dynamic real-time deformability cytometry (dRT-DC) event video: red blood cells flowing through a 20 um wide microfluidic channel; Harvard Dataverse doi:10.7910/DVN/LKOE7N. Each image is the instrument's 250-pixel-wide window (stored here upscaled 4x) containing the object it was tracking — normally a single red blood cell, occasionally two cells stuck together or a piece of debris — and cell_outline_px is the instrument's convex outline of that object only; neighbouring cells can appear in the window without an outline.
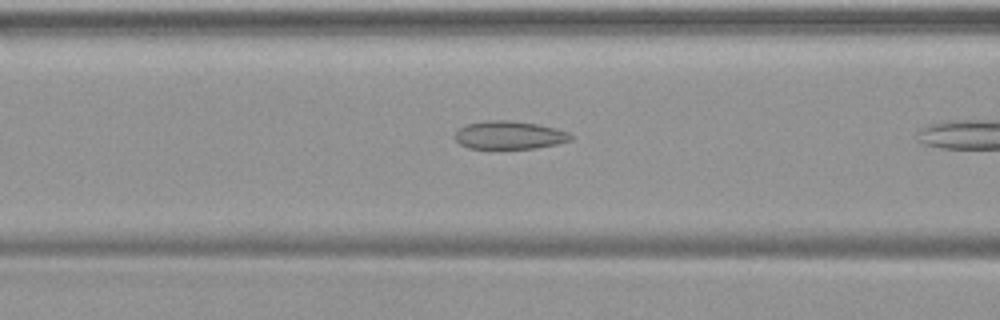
{"species": "common noctule bat (a hibernating species)", "species_latin": "Nyctalus noctula", "temperature_condition": "warm", "stored_images_in_passage": 7, "camera_frame_rate_fps": 3000, "um_per_image_px": 0.085, "animal": {"sex": "female", "body_mass_g": 19.9}, "frame": {"image": 1, "passage_image": 6, "time_ms": 1.667, "image_size_px": [1000, 320], "cell_outline_px": [[572, 140], [556, 144], [536, 148], [468, 148], [460, 144], [456, 140], [456, 132], [464, 124], [488, 120], [508, 120], [536, 124], [556, 128], [568, 132], [572, 136]], "centroid_in_image_um": [43.29, 11.48], "position_along_channel_um": 123.3, "area_um2": 18.84}}